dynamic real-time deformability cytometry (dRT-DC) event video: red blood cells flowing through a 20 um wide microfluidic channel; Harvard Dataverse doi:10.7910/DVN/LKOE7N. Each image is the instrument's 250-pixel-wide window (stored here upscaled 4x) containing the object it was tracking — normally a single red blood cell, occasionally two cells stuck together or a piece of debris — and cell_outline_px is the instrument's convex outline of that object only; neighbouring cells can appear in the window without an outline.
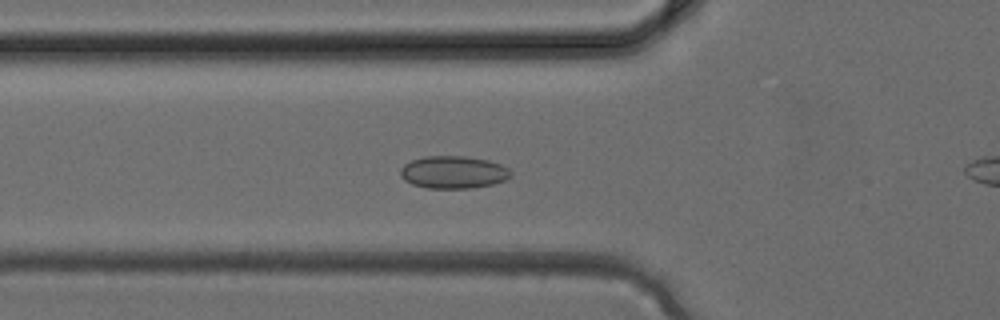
{"species": "common noctule bat (a hibernating species)", "species_latin": "Nyctalus noctula", "temperature_condition": "cold", "stored_images_in_passage": 32, "camera_frame_rate_fps": 3000, "um_per_image_px": 0.085, "animal": {"sex": "female", "body_mass_g": 24.6, "forearm_length_mm": 56.2}, "frame": {"image": 1, "passage_image": 7, "time_ms": 2.0, "image_size_px": [1000, 320], "cell_outline_px": [[512, 176], [504, 180], [492, 184], [468, 188], [428, 188], [412, 184], [404, 180], [400, 176], [400, 168], [404, 164], [412, 160], [424, 156], [464, 156], [488, 160], [500, 164], [508, 168], [512, 172]], "centroid_in_image_um": [38.52, 14.63], "position_along_channel_um": 87.3, "area_um2": 20.92}}
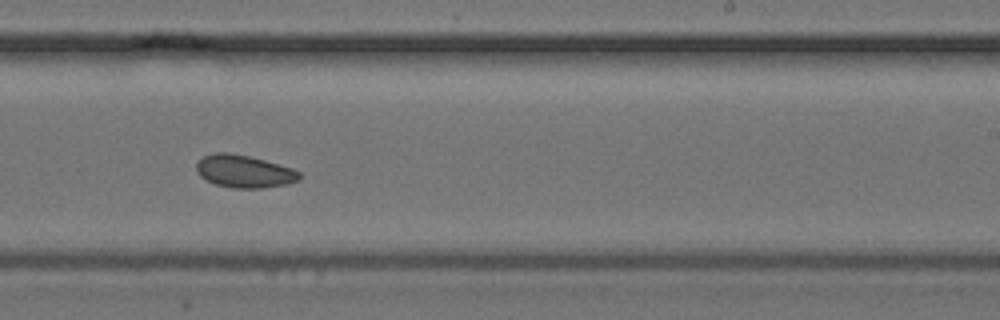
{"frame": {"image": 2, "passage_image": 17, "time_ms": 5.333, "image_size_px": [1000, 320], "cell_outline_px": [[300, 180], [288, 184], [260, 188], [232, 188], [216, 184], [200, 176], [196, 172], [196, 164], [204, 156], [212, 152], [228, 152], [248, 156], [264, 160], [292, 168], [300, 172]], "centroid_in_image_um": [20.75, 14.56], "position_along_channel_um": 268.2, "area_um2": 19.54}}
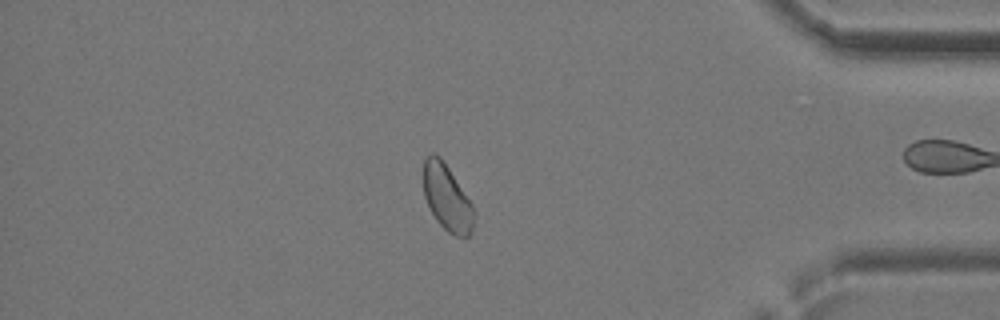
{"frame": {"image": 3, "passage_image": 26, "time_ms": 8.333, "image_size_px": [1000, 320], "cell_outline_px": [[476, 212], [472, 232], [468, 236], [456, 236], [448, 232], [436, 220], [424, 196], [424, 160], [432, 152], [440, 156], [472, 204]], "centroid_in_image_um": [38.02, 16.83], "position_along_channel_um": 397.2, "area_um2": 19.25}}